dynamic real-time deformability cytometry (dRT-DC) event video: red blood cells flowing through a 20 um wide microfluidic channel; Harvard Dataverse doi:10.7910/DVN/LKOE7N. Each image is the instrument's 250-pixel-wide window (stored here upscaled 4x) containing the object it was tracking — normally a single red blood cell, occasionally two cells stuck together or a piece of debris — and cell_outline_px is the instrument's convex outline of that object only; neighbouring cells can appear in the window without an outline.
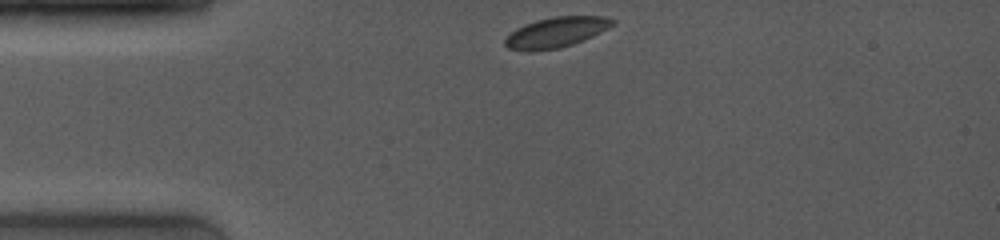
{"species": "common noctule bat (a hibernating species)", "species_latin": "Nyctalus noctula", "temperature_condition": "room temperature", "stored_images_in_passage": 14, "camera_frame_rate_fps": 4000, "um_per_image_px": 0.085, "animal": {"sex": "female", "body_mass_g": 19.0, "forearm_length_mm": 53.3}, "frame": {"image": 1, "passage_image": 1, "time_ms": 0.0, "image_size_px": [1000, 240], "cell_outline_px": [[616, 24], [584, 40], [560, 48], [532, 52], [528, 52], [508, 48], [504, 44], [504, 40], [516, 28], [524, 24], [536, 20], [552, 16], [608, 16], [616, 20]], "centroid_in_image_um": [47.28, 2.74], "position_along_channel_um": 37.7, "area_um2": 19.25}}
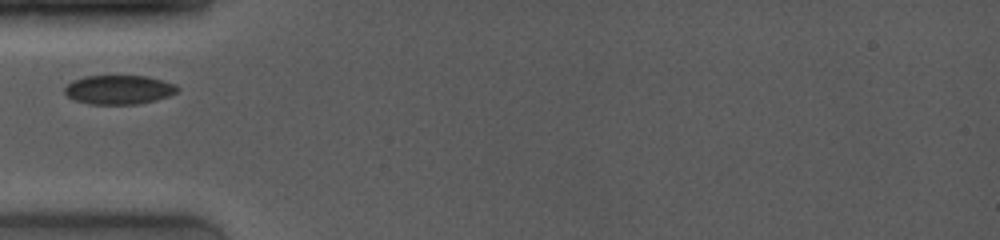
{"frame": {"image": 2, "passage_image": 5, "time_ms": 1.75, "image_size_px": [1000, 240], "cell_outline_px": [[180, 88], [176, 92], [168, 96], [156, 100], [140, 104], [88, 104], [76, 100], [68, 96], [64, 92], [64, 88], [72, 80], [84, 76], [148, 76], [176, 84]], "centroid_in_image_um": [10.11, 7.62], "position_along_channel_um": 74.9, "area_um2": 19.19}}
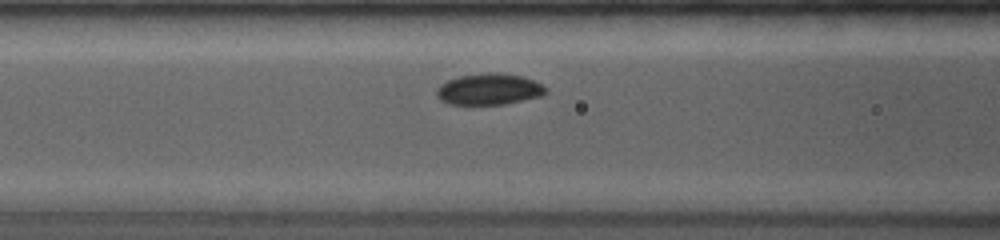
{"frame": {"image": 3, "passage_image": 7, "time_ms": 3.0, "image_size_px": [1000, 240], "cell_outline_px": [[548, 92], [544, 96], [504, 104], [448, 104], [440, 100], [436, 96], [436, 88], [440, 84], [448, 80], [460, 76], [488, 72], [492, 72], [524, 76], [548, 88]], "centroid_in_image_um": [41.58, 7.59], "position_along_channel_um": 125.0, "area_um2": 20.06}}